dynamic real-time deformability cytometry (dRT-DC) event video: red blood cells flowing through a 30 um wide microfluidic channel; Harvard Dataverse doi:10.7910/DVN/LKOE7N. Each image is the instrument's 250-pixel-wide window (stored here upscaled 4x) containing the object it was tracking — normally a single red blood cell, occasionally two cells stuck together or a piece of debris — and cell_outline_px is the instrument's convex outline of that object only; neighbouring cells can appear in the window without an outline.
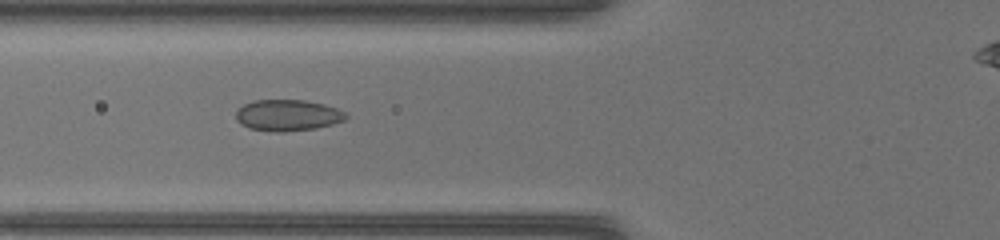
{"species": "common noctule bat (a hibernating species)", "species_latin": "Nyctalus noctula", "temperature_condition": "warm", "stored_images_in_passage": 34, "camera_frame_rate_fps": 3000, "um_per_image_px": 0.085, "animal": {"sex": "female", "body_mass_g": 17.0, "forearm_length_mm": 48.0}, "frame": {"image": 1, "passage_image": 9, "time_ms": 2.667, "image_size_px": [1000, 240], "cell_outline_px": [[348, 116], [344, 120], [332, 124], [316, 128], [284, 132], [276, 132], [248, 128], [240, 124], [236, 120], [236, 108], [252, 100], [304, 100], [324, 104], [336, 108], [344, 112]], "centroid_in_image_um": [24.41, 9.8], "position_along_channel_um": 101.4, "area_um2": 20.17}}
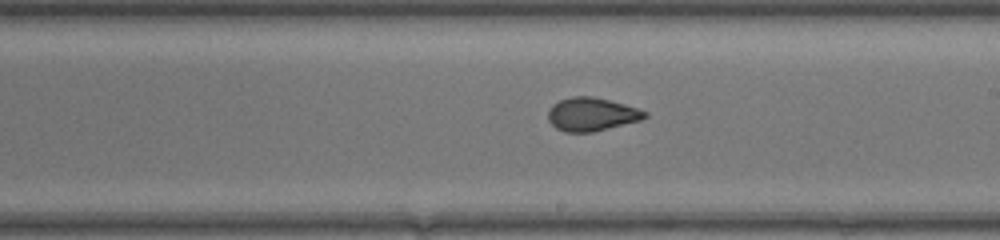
{"frame": {"image": 2, "passage_image": 18, "time_ms": 5.667, "image_size_px": [1000, 240], "cell_outline_px": [[648, 116], [640, 120], [592, 132], [564, 132], [556, 128], [548, 120], [548, 112], [552, 104], [560, 100], [572, 96], [592, 96], [624, 104], [648, 112]], "centroid_in_image_um": [50.27, 9.71], "position_along_channel_um": 238.7, "area_um2": 18.67}}
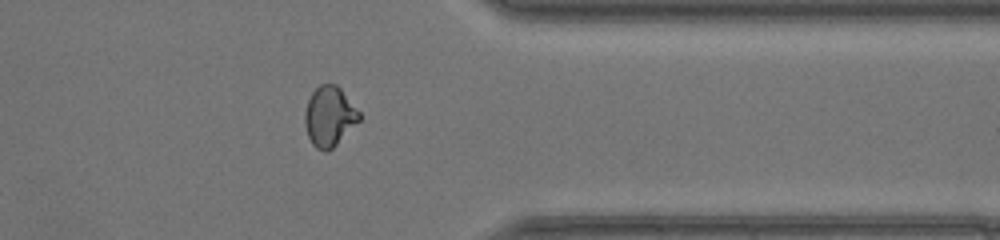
{"frame": {"image": 3, "passage_image": 28, "time_ms": 9.0, "image_size_px": [1000, 240], "cell_outline_px": [[360, 120], [328, 152], [324, 152], [316, 148], [312, 144], [308, 136], [304, 124], [304, 112], [308, 100], [312, 92], [320, 84], [336, 84], [340, 88], [360, 112]], "centroid_in_image_um": [27.98, 9.9], "position_along_channel_um": 383.4, "area_um2": 18.96}}